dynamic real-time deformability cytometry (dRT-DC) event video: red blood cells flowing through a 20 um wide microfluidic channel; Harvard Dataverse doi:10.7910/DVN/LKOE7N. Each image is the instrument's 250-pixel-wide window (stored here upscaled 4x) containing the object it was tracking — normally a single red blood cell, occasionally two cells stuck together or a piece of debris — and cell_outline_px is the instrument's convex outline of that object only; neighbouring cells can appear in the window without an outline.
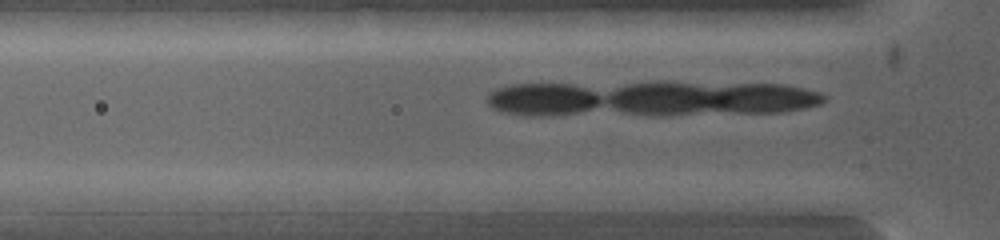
{"species": "common noctule bat (a hibernating species)", "species_latin": "Nyctalus noctula", "temperature_condition": "warm", "stored_images_in_passage": 5, "camera_frame_rate_fps": 5000, "um_per_image_px": 0.085, "animal": {"sex": "female", "body_mass_g": 19.0, "forearm_length_mm": 53.3}, "frame": {"image": 1, "passage_image": 5, "time_ms": 0.6, "image_size_px": [1000, 240], "cell_outline_px": [[664, 200], [652, 208], [632, 212], [524, 216], [496, 212], [492, 200], [516, 192], [584, 192]], "centroid_in_image_um": [48.39, 17.31], "position_along_channel_um": 77.4, "area_um2": 22.66}}